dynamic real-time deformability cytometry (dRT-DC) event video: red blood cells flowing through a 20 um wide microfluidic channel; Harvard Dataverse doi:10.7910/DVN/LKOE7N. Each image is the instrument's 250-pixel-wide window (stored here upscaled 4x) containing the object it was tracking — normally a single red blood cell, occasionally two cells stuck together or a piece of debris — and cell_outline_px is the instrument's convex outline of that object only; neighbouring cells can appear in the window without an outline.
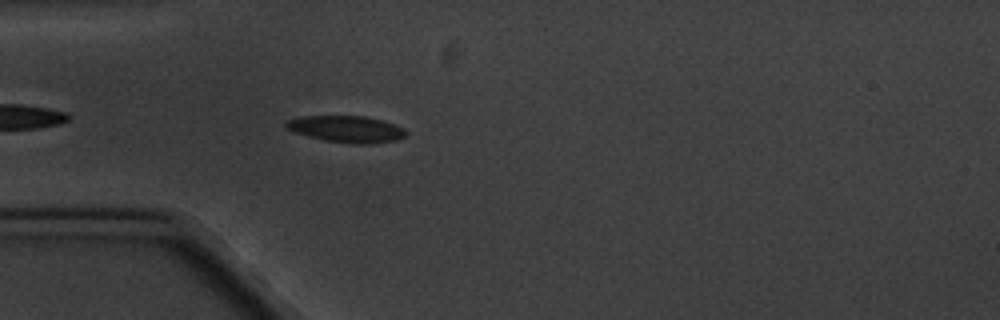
{"species": "common noctule bat (a hibernating species)", "species_latin": "Nyctalus noctula", "temperature_condition": "cold", "stored_images_in_passage": 4, "camera_frame_rate_fps": 3000, "um_per_image_px": 0.085, "animal": {"sex": "male", "body_mass_g": 20.1, "forearm_length_mm": 53.5}, "frame": {"image": 1, "passage_image": 4, "time_ms": 3.667, "image_size_px": [1000, 320], "cell_outline_px": [[408, 132], [404, 136], [396, 140], [364, 144], [356, 144], [324, 140], [308, 136], [296, 132], [288, 128], [284, 124], [288, 120], [300, 116], [364, 116], [380, 120], [404, 128]], "centroid_in_image_um": [29.45, 10.96], "position_along_channel_um": 55.6, "area_um2": 18.26}}